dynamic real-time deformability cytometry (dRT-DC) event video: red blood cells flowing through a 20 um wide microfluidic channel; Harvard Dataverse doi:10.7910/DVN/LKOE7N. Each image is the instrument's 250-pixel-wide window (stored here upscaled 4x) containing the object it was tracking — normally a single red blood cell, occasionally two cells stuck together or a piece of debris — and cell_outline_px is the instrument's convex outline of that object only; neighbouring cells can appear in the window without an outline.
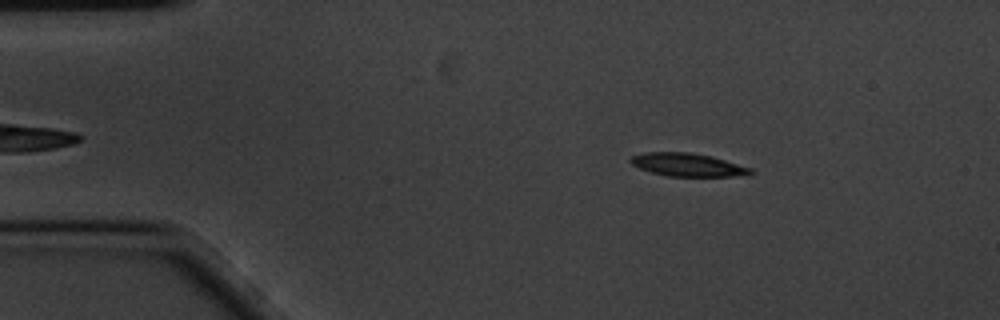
{"species": "common noctule bat (a hibernating species)", "species_latin": "Nyctalus noctula", "temperature_condition": "cold", "stored_images_in_passage": 46, "camera_frame_rate_fps": 3000, "um_per_image_px": 0.085, "animal": {"sex": "male", "body_mass_g": 20.1, "forearm_length_mm": 53.5}, "frame": {"image": 1, "passage_image": 6, "time_ms": 1.667, "image_size_px": [1000, 320], "cell_outline_px": [[752, 172], [748, 176], [668, 176], [652, 172], [640, 168], [632, 164], [628, 160], [632, 156], [648, 152], [688, 152], [712, 156], [752, 168]], "centroid_in_image_um": [58.48, 14.01], "position_along_channel_um": 26.5, "area_um2": 16.07}}
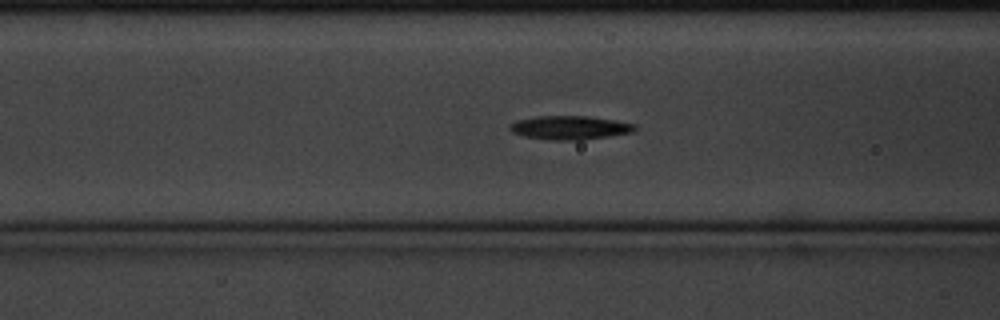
{"frame": {"image": 2, "passage_image": 19, "time_ms": 6.0, "image_size_px": [1000, 320], "cell_outline_px": [[636, 128], [632, 132], [608, 136], [580, 140], [548, 140], [528, 136], [512, 132], [508, 128], [516, 120], [536, 116], [588, 116], [616, 120], [636, 124]], "centroid_in_image_um": [48.45, 10.84], "position_along_channel_um": 118.1, "area_um2": 17.17}}
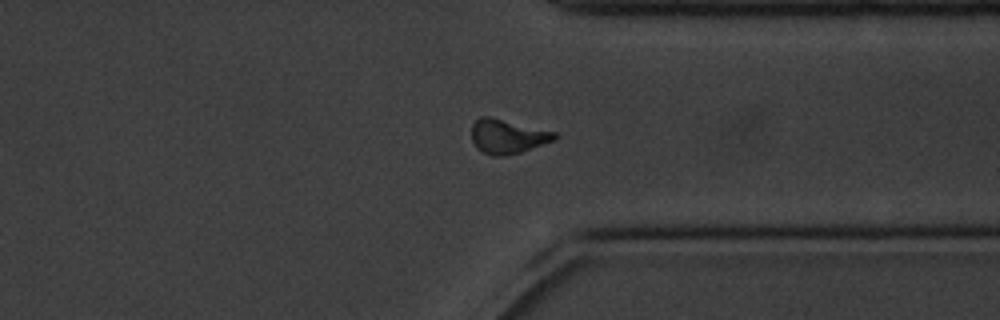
{"frame": {"image": 3, "passage_image": 41, "time_ms": 13.333, "image_size_px": [1000, 320], "cell_outline_px": [[556, 140], [520, 152], [504, 156], [492, 156], [476, 148], [472, 140], [472, 124], [480, 116], [488, 116], [556, 132]], "centroid_in_image_um": [43.12, 11.6], "position_along_channel_um": 368.3, "area_um2": 16.47}, "authors_computed_cell_mechanics": {"area_um2": 16.5308, "velocity_mm_per_s": 3.4256, "shape_relaxation_time_tau1_ms": 2.7916, "shape_relaxation_time_tau2_ms": null, "deformation_change_tau1": 0.1553, "deformation_change_tau2": null}}